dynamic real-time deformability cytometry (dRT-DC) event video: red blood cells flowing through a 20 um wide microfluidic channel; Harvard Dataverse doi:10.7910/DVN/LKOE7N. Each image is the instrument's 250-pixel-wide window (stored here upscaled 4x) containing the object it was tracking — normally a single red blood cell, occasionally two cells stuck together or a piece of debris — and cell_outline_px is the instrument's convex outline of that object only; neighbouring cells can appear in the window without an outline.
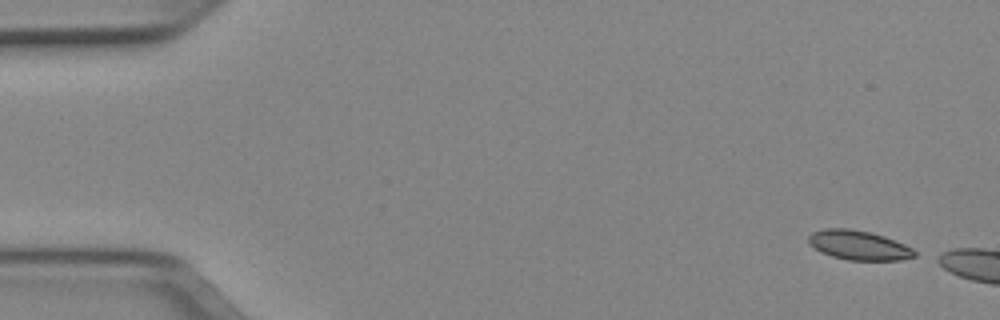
{"species": "Egyptian fruit bat (a non-hibernating species)", "species_latin": "Rousettus aegyptiacus", "temperature_condition": "cold", "stored_images_in_passage": 5, "camera_frame_rate_fps": 3000, "um_per_image_px": 0.085, "animal": {"sex": "female"}, "frame": {"image": 1, "passage_image": 1, "time_ms": 0.0, "image_size_px": [1000, 320], "cell_outline_px": [[916, 256], [900, 260], [848, 260], [832, 256], [820, 252], [808, 244], [808, 236], [812, 232], [824, 228], [848, 228], [872, 232], [884, 236], [904, 244], [912, 248], [916, 252]], "centroid_in_image_um": [72.96, 20.83], "position_along_channel_um": 12.0, "area_um2": 18.32}}